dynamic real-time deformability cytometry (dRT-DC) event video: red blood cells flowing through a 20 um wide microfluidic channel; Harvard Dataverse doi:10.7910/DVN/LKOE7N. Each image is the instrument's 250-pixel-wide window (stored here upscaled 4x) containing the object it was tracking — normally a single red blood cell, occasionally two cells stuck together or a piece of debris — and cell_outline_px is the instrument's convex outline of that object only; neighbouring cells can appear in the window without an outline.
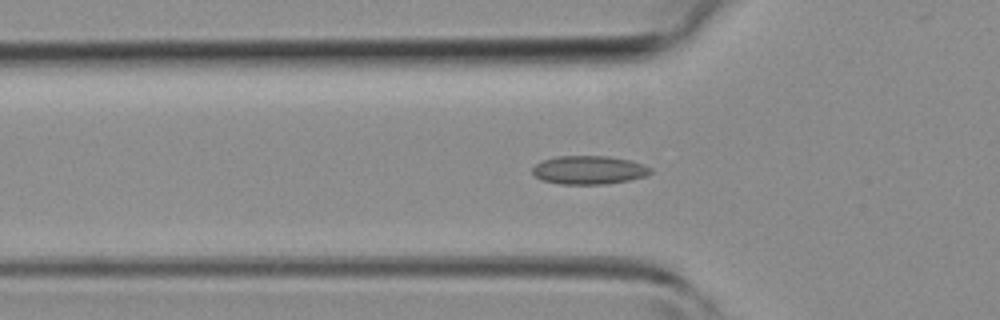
{"species": "common noctule bat (a hibernating species)", "species_latin": "Nyctalus noctula", "temperature_condition": "room temperature", "stored_images_in_passage": 41, "camera_frame_rate_fps": 3000, "um_per_image_px": 0.085, "animal": {"sex": "female", "body_mass_g": 19.3, "forearm_length_mm": 54.1}, "frame": {"image": 1, "passage_image": 11, "time_ms": 3.333, "image_size_px": [1000, 320], "cell_outline_px": [[652, 172], [644, 176], [628, 180], [604, 184], [560, 184], [540, 180], [532, 172], [532, 168], [540, 160], [556, 156], [608, 156], [628, 160], [644, 164], [652, 168]], "centroid_in_image_um": [50.02, 14.44], "position_along_channel_um": 75.8, "area_um2": 19.65}}
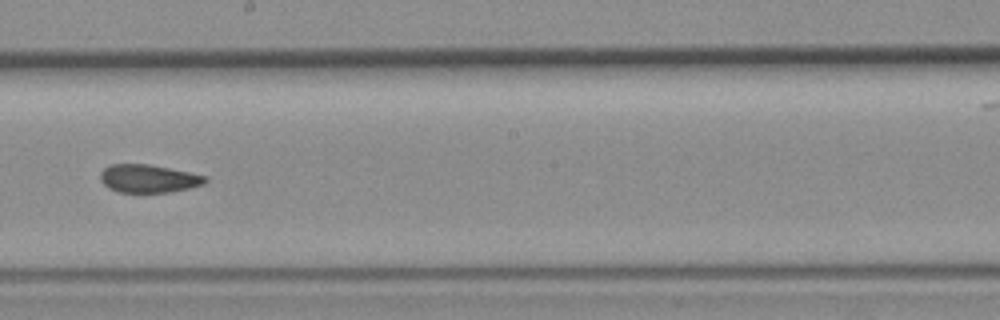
{"frame": {"image": 2, "passage_image": 21, "time_ms": 6.667, "image_size_px": [1000, 320], "cell_outline_px": [[208, 180], [204, 184], [188, 188], [168, 192], [116, 192], [108, 188], [100, 180], [100, 172], [108, 164], [148, 164], [208, 176]], "centroid_in_image_um": [12.59, 15.17], "position_along_channel_um": 235.6, "area_um2": 17.17}}
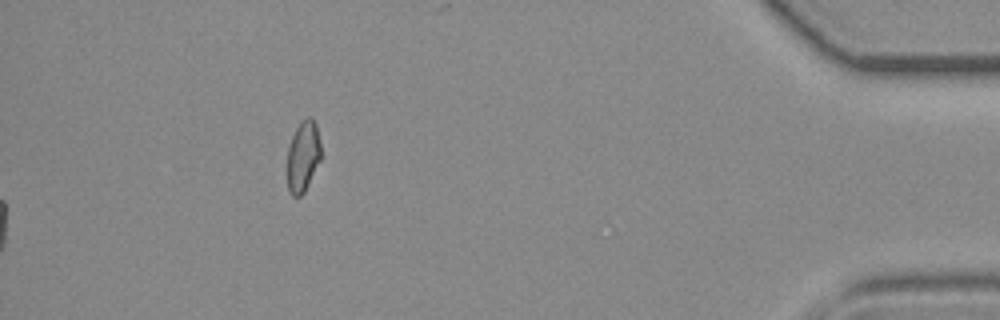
{"frame": {"image": 3, "passage_image": 41, "time_ms": 13.333, "image_size_px": [1000, 320], "cell_outline_px": [[320, 160], [304, 192], [300, 196], [292, 196], [288, 192], [288, 148], [292, 136], [296, 128], [308, 116], [312, 116], [316, 124], [320, 144]], "centroid_in_image_um": [25.75, 13.29], "position_along_channel_um": 409.4, "area_um2": 13.7}}